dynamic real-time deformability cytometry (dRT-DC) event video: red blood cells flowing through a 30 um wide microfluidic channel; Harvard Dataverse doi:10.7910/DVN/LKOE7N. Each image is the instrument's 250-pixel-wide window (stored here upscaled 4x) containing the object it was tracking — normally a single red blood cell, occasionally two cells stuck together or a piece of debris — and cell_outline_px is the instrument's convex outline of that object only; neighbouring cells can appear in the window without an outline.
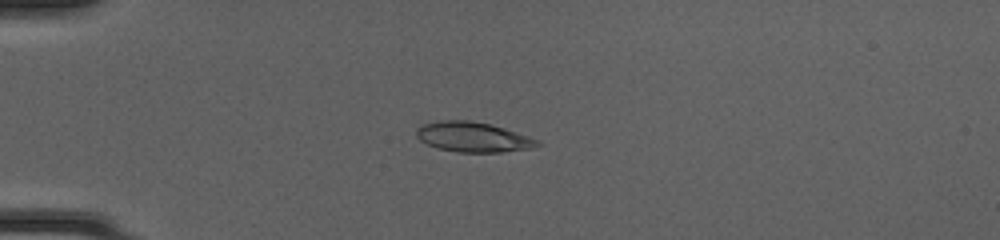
{"species": "common noctule bat (a hibernating species)", "species_latin": "Nyctalus noctula", "temperature_condition": "cold", "stored_images_in_passage": 51, "camera_frame_rate_fps": 3000, "um_per_image_px": 0.085, "animal": {"sex": "female", "body_mass_g": 20.0, "forearm_length_mm": 54.0}, "frame": {"image": 1, "passage_image": 15, "time_ms": 4.667, "image_size_px": [1000, 240], "cell_outline_px": [[544, 144], [532, 148], [504, 152], [456, 152], [436, 148], [420, 140], [416, 136], [416, 128], [424, 124], [440, 120], [468, 120], [488, 124], [504, 128], [540, 140]], "centroid_in_image_um": [40.22, 11.66], "position_along_channel_um": 44.8, "area_um2": 21.21}}
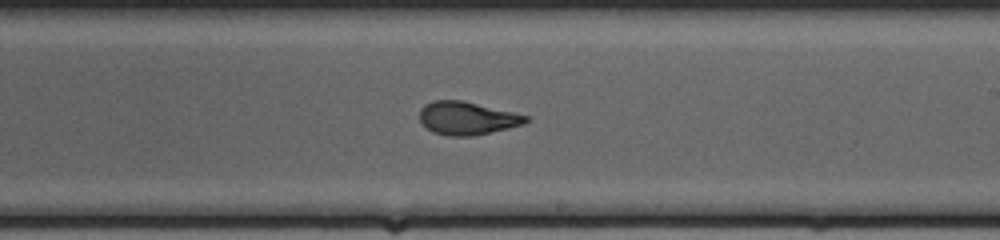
{"frame": {"image": 2, "passage_image": 32, "time_ms": 10.333, "image_size_px": [1000, 240], "cell_outline_px": [[528, 120], [524, 124], [508, 128], [472, 136], [448, 136], [432, 132], [420, 120], [420, 108], [424, 104], [432, 100], [460, 100], [512, 112], [528, 116]], "centroid_in_image_um": [39.66, 10.05], "position_along_channel_um": 249.3, "area_um2": 20.23}}
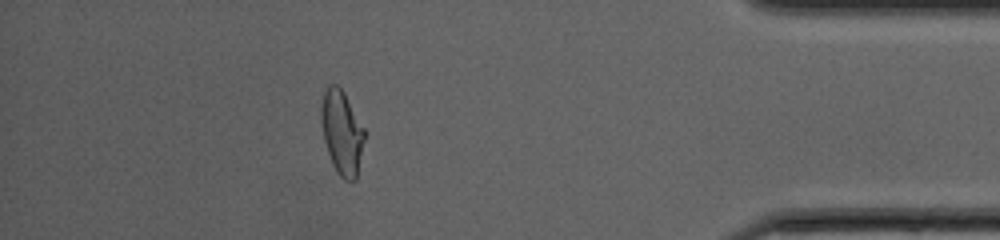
{"frame": {"image": 3, "passage_image": 46, "time_ms": 15.0, "image_size_px": [1000, 240], "cell_outline_px": [[364, 140], [356, 180], [344, 180], [336, 172], [332, 164], [324, 140], [320, 120], [320, 108], [324, 92], [328, 84], [336, 84], [344, 92], [364, 128]], "centroid_in_image_um": [29.04, 11.24], "position_along_channel_um": 406.2, "area_um2": 21.15}, "authors_computed_cell_mechanics": {"area_um2": 21.0392, "velocity_mm_per_s": 4.1919, "shape_relaxation_time_tau1_ms": 4.9977, "shape_relaxation_time_tau2_ms": 0.8694, "deformation_change_tau1": 0.2187, "deformation_change_tau2": 0.0726}}